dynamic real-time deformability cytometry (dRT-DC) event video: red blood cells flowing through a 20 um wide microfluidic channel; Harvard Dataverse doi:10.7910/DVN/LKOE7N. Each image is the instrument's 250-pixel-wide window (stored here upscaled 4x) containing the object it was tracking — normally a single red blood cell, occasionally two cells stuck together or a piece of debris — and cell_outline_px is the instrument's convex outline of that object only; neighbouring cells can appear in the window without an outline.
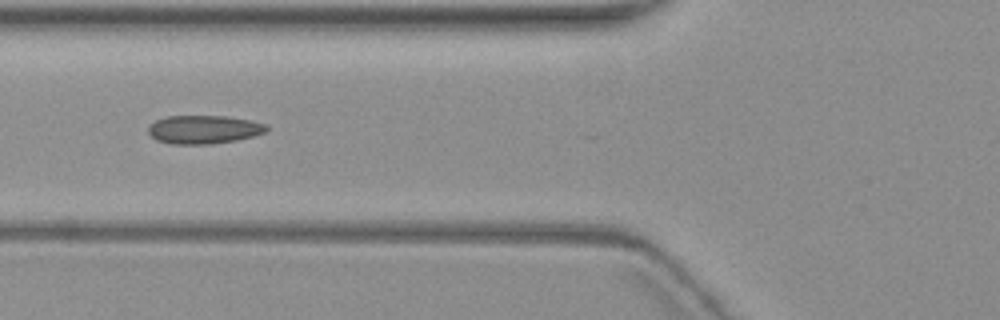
{"species": "common noctule bat (a hibernating species)", "species_latin": "Nyctalus noctula", "temperature_condition": "warm", "stored_images_in_passage": 5, "camera_frame_rate_fps": 3000, "um_per_image_px": 0.085, "animal": {"sex": "female", "body_mass_g": 19.3, "forearm_length_mm": 54.1}, "frame": {"image": 1, "passage_image": 3, "time_ms": 3.333, "image_size_px": [1000, 320], "cell_outline_px": [[268, 132], [236, 140], [212, 144], [172, 144], [156, 140], [148, 132], [148, 128], [156, 120], [168, 116], [224, 116], [248, 120], [268, 124]], "centroid_in_image_um": [17.34, 11.01], "position_along_channel_um": 108.5, "area_um2": 19.54}}
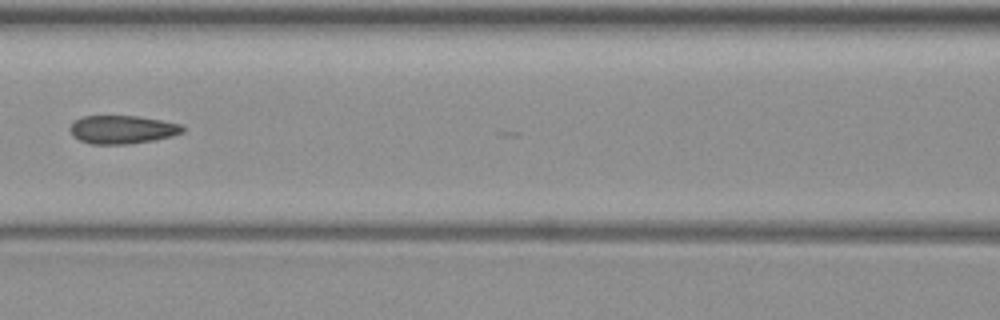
{"frame": {"image": 2, "passage_image": 4, "time_ms": 4.667, "image_size_px": [1000, 320], "cell_outline_px": [[184, 132], [172, 136], [156, 140], [132, 144], [88, 144], [72, 136], [68, 128], [76, 120], [84, 116], [136, 116], [160, 120], [180, 124], [184, 128]], "centroid_in_image_um": [10.38, 11.03], "position_along_channel_um": 156.2, "area_um2": 18.67}}